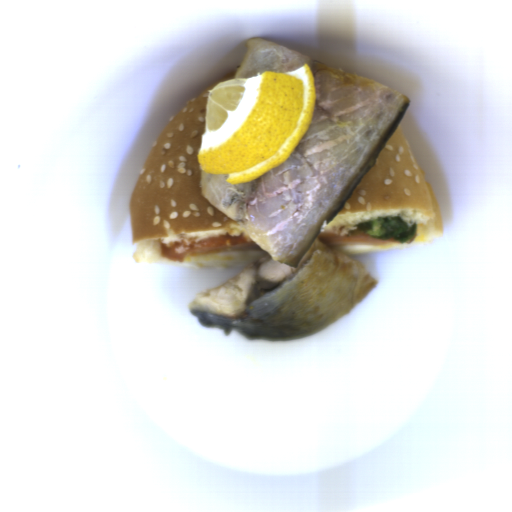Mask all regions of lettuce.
Returning a JSON list of instances; mask_svg holds the SVG:
<instances>
[{
    "instance_id": "1",
    "label": "lettuce",
    "mask_w": 512,
    "mask_h": 512,
    "mask_svg": "<svg viewBox=\"0 0 512 512\" xmlns=\"http://www.w3.org/2000/svg\"><path fill=\"white\" fill-rule=\"evenodd\" d=\"M356 229L347 234V238L369 235L375 239H396L405 243L416 238L418 224L415 221H407L400 216H389L355 224Z\"/></svg>"
}]
</instances>
